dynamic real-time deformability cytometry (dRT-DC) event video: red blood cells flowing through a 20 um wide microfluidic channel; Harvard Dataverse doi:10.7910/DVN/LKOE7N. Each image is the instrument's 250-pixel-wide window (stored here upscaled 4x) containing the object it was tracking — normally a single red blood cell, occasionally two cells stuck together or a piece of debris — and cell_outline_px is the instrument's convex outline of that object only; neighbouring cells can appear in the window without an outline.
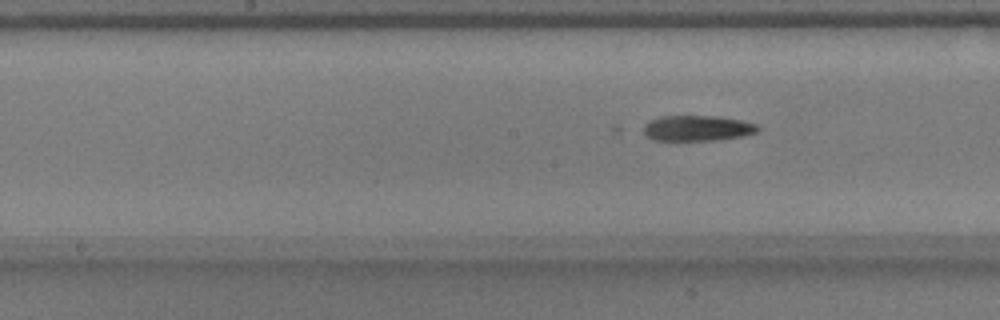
{"species": "common noctule bat (a hibernating species)", "species_latin": "Nyctalus noctula", "temperature_condition": "warm", "stored_images_in_passage": 54, "camera_frame_rate_fps": 3000, "um_per_image_px": 0.085, "animal": {"sex": "male", "body_mass_g": 17.9}, "frame": {"image": 1, "passage_image": 27, "time_ms": 8.667, "image_size_px": [1000, 320], "cell_outline_px": [[760, 128], [756, 132], [744, 136], [716, 140], [652, 140], [644, 132], [644, 124], [660, 116], [712, 116], [740, 120], [756, 124]], "centroid_in_image_um": [59.28, 10.9], "position_along_channel_um": 188.9, "area_um2": 16.82}}
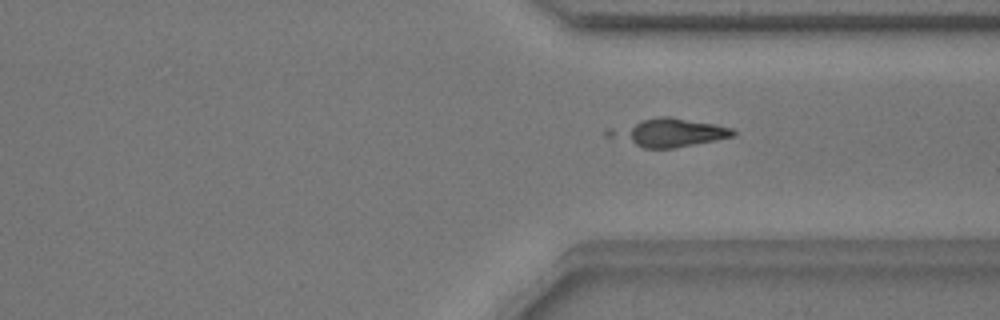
{"frame": {"image": 2, "passage_image": 40, "time_ms": 13.0, "image_size_px": [1000, 320], "cell_outline_px": [[736, 136], [676, 148], [644, 148], [604, 136], [604, 132], [608, 128], [656, 116], [668, 116], [716, 124], [732, 128], [736, 132]], "centroid_in_image_um": [56.8, 11.27], "position_along_channel_um": 354.6, "area_um2": 20.75}}
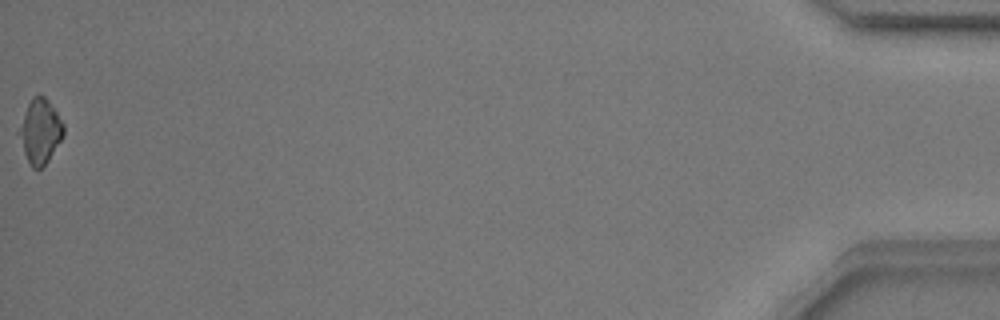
{"frame": {"image": 3, "passage_image": 54, "time_ms": 17.667, "image_size_px": [1000, 320], "cell_outline_px": [[64, 136], [48, 160], [40, 168], [32, 168], [24, 152], [16, 132], [28, 104], [32, 96], [44, 96], [56, 112], [64, 124]], "centroid_in_image_um": [3.39, 11.16], "position_along_channel_um": 431.8, "area_um2": 16.47}}